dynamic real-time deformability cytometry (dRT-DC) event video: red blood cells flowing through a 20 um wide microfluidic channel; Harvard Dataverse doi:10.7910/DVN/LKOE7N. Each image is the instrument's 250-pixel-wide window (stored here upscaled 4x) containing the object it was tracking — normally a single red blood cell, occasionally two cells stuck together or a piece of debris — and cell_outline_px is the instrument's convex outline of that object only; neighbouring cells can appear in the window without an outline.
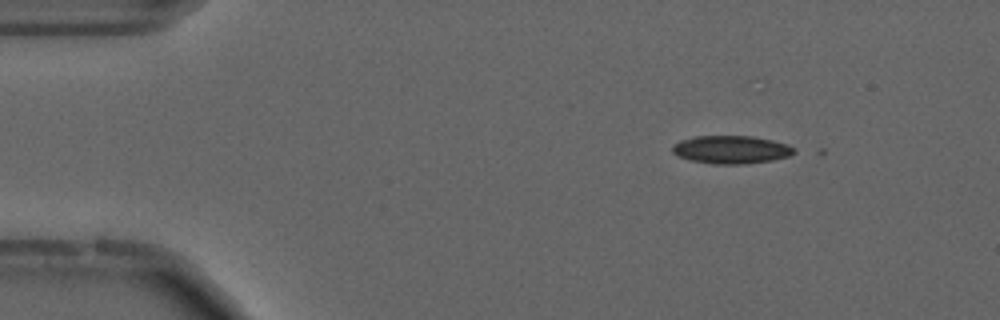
{"species": "common noctule bat (a hibernating species)", "species_latin": "Nyctalus noctula", "temperature_condition": "cold", "stored_images_in_passage": 4, "camera_frame_rate_fps": 3000, "um_per_image_px": 0.085, "animal": {"sex": "male", "forearm_length_mm": 52.5}, "frame": {"image": 1, "passage_image": 1, "time_ms": 0.0, "image_size_px": [1000, 320], "cell_outline_px": [[796, 152], [788, 156], [772, 160], [744, 164], [716, 164], [692, 160], [680, 156], [672, 152], [672, 148], [680, 140], [696, 136], [752, 136], [772, 140], [788, 144], [796, 148]], "centroid_in_image_um": [62.2, 12.71], "position_along_channel_um": 22.8, "area_um2": 19.71}}